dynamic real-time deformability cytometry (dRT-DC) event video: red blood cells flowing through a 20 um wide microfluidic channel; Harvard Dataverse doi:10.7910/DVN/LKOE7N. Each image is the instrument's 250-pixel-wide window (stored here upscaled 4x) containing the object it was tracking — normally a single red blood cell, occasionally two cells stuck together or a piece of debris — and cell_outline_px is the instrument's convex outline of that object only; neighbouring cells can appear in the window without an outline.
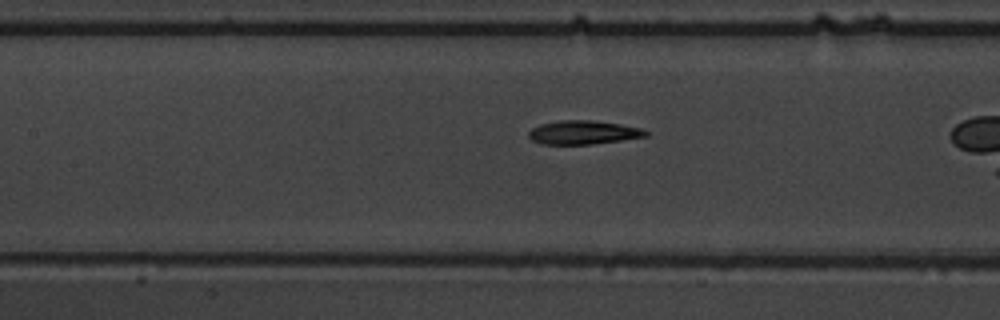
{"species": "common noctule bat (a hibernating species)", "species_latin": "Nyctalus noctula", "temperature_condition": "warm", "stored_images_in_passage": 12, "camera_frame_rate_fps": 3000, "um_per_image_px": 0.085, "animal": {"sex": "male", "body_mass_g": 19.5, "forearm_length_mm": 54.6}, "frame": {"image": 1, "passage_image": 6, "time_ms": 1.667, "image_size_px": [1000, 320], "cell_outline_px": [[648, 136], [592, 144], [540, 144], [532, 140], [528, 136], [528, 132], [532, 128], [540, 124], [560, 120], [596, 120], [620, 124], [640, 128], [648, 132]], "centroid_in_image_um": [49.55, 11.25], "position_along_channel_um": 157.9, "area_um2": 16.18}}
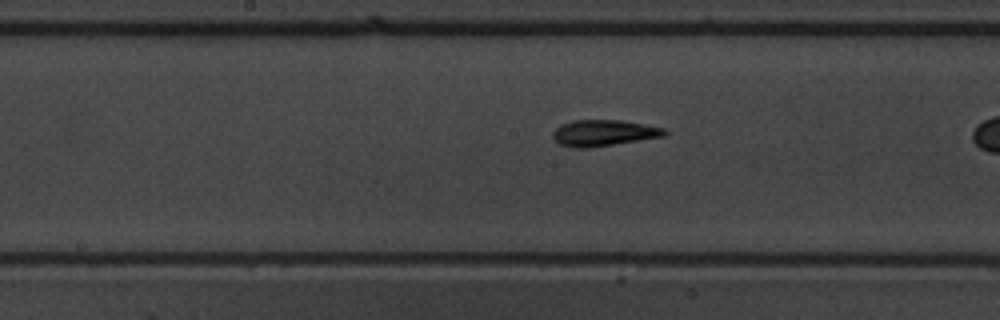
{"frame": {"image": 2, "passage_image": 9, "time_ms": 2.667, "image_size_px": [1000, 320], "cell_outline_px": [[668, 132], [664, 136], [588, 148], [572, 148], [560, 144], [552, 136], [552, 132], [560, 124], [572, 120], [624, 120], [664, 128]], "centroid_in_image_um": [51.28, 11.29], "position_along_channel_um": 196.9, "area_um2": 17.05}}